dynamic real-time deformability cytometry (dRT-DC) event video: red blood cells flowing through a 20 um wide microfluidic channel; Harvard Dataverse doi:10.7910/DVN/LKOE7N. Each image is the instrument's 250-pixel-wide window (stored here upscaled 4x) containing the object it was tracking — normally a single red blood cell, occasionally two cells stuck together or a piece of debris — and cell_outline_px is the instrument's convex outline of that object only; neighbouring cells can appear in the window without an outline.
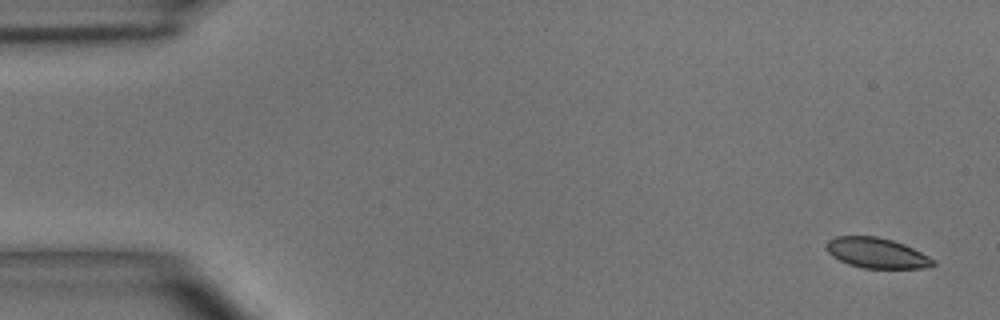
{"species": "common noctule bat (a hibernating species)", "species_latin": "Nyctalus noctula", "temperature_condition": "room temperature", "stored_images_in_passage": 6, "camera_frame_rate_fps": 3000, "um_per_image_px": 0.085, "animal": {"sex": "male", "body_mass_g": 15.6}, "frame": {"image": 1, "passage_image": 1, "time_ms": 0.0, "image_size_px": [1000, 320], "cell_outline_px": [[936, 264], [924, 268], [864, 268], [848, 264], [832, 256], [824, 248], [824, 244], [828, 240], [836, 236], [876, 236], [892, 240], [904, 244], [936, 260]], "centroid_in_image_um": [74.48, 21.5], "position_along_channel_um": 10.5, "area_um2": 18.9}}